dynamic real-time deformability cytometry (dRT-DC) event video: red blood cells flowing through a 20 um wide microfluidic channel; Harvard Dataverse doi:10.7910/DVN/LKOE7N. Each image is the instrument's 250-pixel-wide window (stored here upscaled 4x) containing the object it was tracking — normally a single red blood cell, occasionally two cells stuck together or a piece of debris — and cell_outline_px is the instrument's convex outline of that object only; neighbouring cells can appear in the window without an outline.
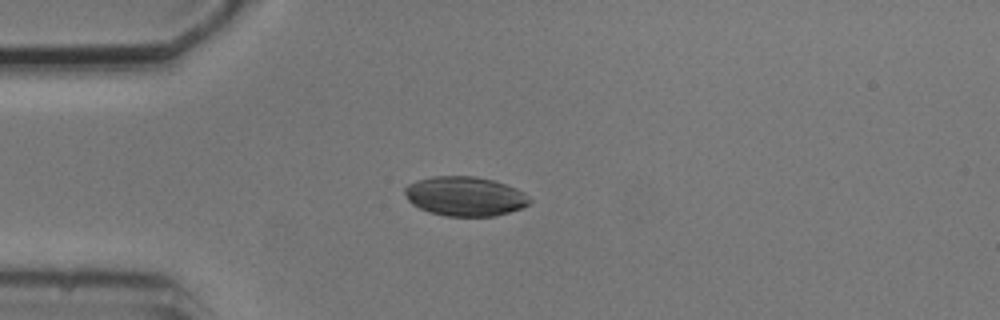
{"species": "common noctule bat (a hibernating species)", "species_latin": "Nyctalus noctula", "temperature_condition": "cold", "stored_images_in_passage": 4, "camera_frame_rate_fps": 3000, "um_per_image_px": 0.085, "animal": {"sex": "male", "body_mass_g": 20.5, "forearm_length_mm": 52.5}, "frame": {"image": 1, "passage_image": 2, "time_ms": 2.0, "image_size_px": [1000, 320], "cell_outline_px": [[532, 200], [528, 204], [520, 208], [496, 216], [448, 216], [428, 212], [412, 204], [408, 200], [404, 192], [404, 188], [408, 184], [416, 180], [432, 176], [476, 176], [492, 180], [516, 188], [524, 192]], "centroid_in_image_um": [39.5, 16.68], "position_along_channel_um": 45.5, "area_um2": 28.67}}
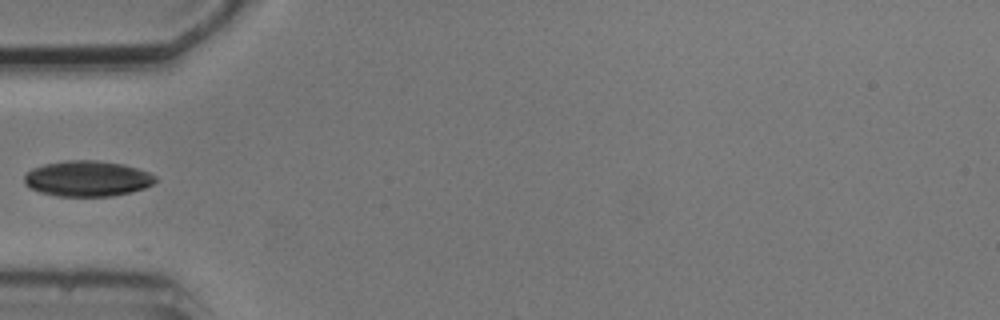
{"frame": {"image": 2, "passage_image": 3, "time_ms": 3.333, "image_size_px": [1000, 320], "cell_outline_px": [[160, 180], [144, 188], [132, 192], [112, 196], [56, 196], [40, 192], [28, 188], [24, 184], [24, 176], [32, 168], [44, 164], [64, 160], [96, 160], [124, 164], [148, 172], [156, 176]], "centroid_in_image_um": [7.42, 15.18], "position_along_channel_um": 77.6, "area_um2": 27.51}}